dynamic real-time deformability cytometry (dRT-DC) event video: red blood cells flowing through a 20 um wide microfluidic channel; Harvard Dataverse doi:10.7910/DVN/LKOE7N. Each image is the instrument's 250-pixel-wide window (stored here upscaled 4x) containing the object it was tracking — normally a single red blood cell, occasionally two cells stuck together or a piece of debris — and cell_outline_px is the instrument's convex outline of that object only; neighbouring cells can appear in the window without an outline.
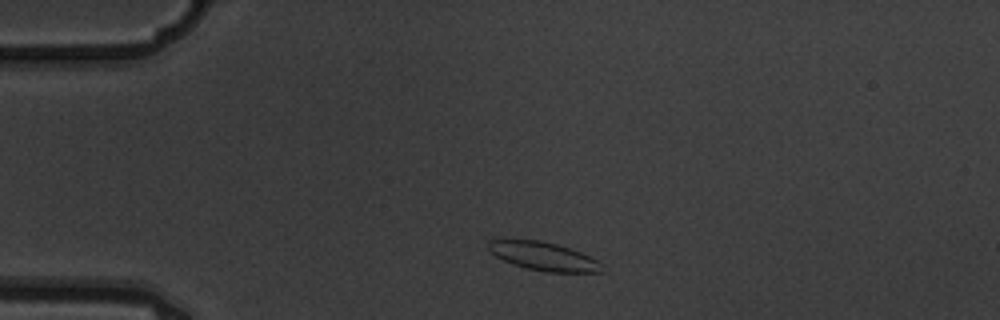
{"species": "common noctule bat (a hibernating species)", "species_latin": "Nyctalus noctula", "temperature_condition": "warm", "stored_images_in_passage": 3, "camera_frame_rate_fps": 3000, "um_per_image_px": 0.085, "animal": {"sex": "male", "body_mass_g": 19.5, "forearm_length_mm": 54.6}, "frame": {"image": 1, "passage_image": 1, "time_ms": 0.0, "image_size_px": [1000, 320], "cell_outline_px": [[608, 272], [548, 272], [528, 268], [512, 264], [496, 256], [488, 248], [488, 240], [540, 240], [556, 244], [580, 252], [596, 260]], "centroid_in_image_um": [46.22, 21.79], "position_along_channel_um": 38.8, "area_um2": 18.5}}
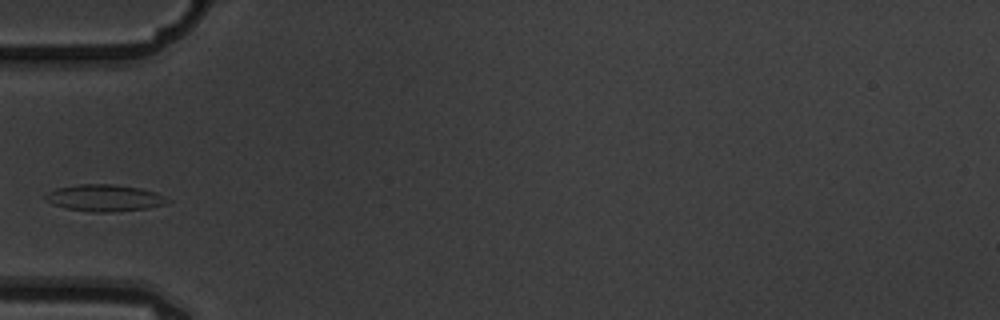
{"frame": {"image": 2, "passage_image": 3, "time_ms": 0.667, "image_size_px": [1000, 320], "cell_outline_px": [[172, 200], [168, 204], [148, 208], [112, 212], [92, 212], [68, 208], [52, 204], [44, 200], [44, 196], [48, 192], [56, 188], [76, 184], [112, 184], [140, 188], [156, 192]], "centroid_in_image_um": [8.9, 16.82], "position_along_channel_um": 76.1, "area_um2": 19.19}}